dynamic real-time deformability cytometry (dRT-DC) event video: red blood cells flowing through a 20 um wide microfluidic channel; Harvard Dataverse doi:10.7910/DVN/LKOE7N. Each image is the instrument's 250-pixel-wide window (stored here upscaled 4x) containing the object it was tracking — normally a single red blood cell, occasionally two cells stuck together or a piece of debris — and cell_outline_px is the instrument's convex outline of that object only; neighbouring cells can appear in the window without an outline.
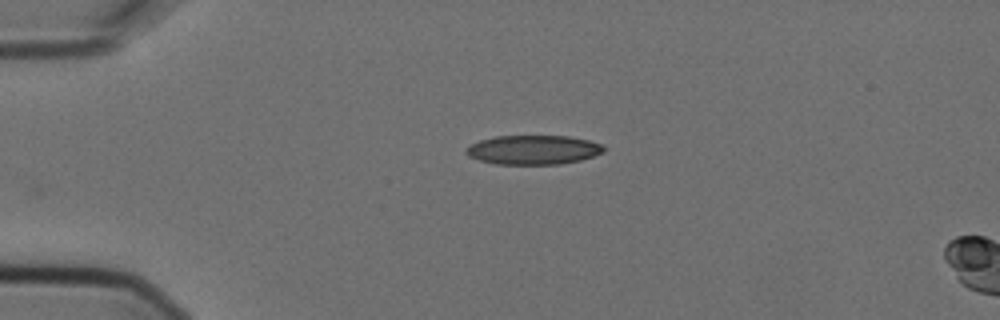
{"species": "Egyptian fruit bat (a non-hibernating species)", "species_latin": "Rousettus aegyptiacus", "temperature_condition": "cold", "stored_images_in_passage": 3, "camera_frame_rate_fps": 3000, "um_per_image_px": 0.085, "animal": {"sex": "female"}, "frame": {"image": 1, "passage_image": 3, "time_ms": 0.667, "image_size_px": [1000, 320], "cell_outline_px": [[604, 152], [580, 160], [560, 164], [496, 164], [480, 160], [468, 156], [464, 152], [464, 148], [480, 140], [496, 136], [568, 136], [588, 140], [600, 144], [604, 148]], "centroid_in_image_um": [45.29, 12.73], "position_along_channel_um": 39.7, "area_um2": 23.35}}